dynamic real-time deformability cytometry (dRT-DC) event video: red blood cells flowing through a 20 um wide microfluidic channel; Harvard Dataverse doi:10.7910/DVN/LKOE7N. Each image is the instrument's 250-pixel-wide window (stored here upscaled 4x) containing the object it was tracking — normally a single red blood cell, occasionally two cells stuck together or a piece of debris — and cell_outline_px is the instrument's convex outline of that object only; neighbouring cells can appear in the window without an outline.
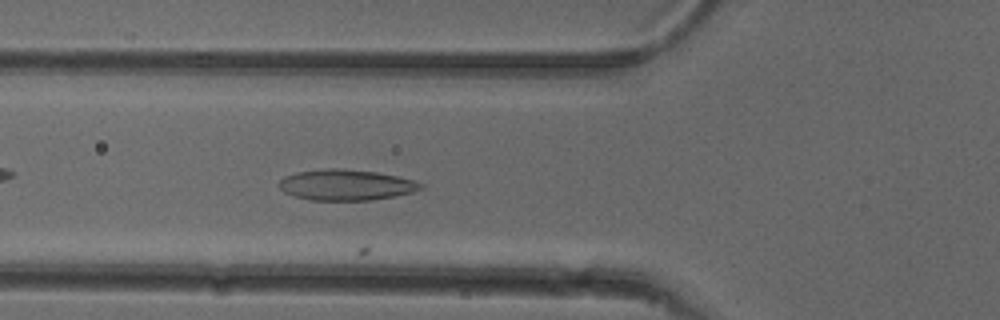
{"species": "common noctule bat (a hibernating species)", "species_latin": "Nyctalus noctula", "temperature_condition": "cold", "stored_images_in_passage": 11, "camera_frame_rate_fps": 3000, "um_per_image_px": 0.085, "animal": {"sex": "female"}, "frame": {"image": 1, "passage_image": 6, "time_ms": 1.667, "image_size_px": [1000, 320], "cell_outline_px": [[424, 188], [412, 192], [396, 196], [372, 200], [312, 200], [296, 196], [284, 192], [276, 184], [284, 176], [296, 172], [324, 168], [340, 168], [376, 172], [416, 180], [424, 184]], "centroid_in_image_um": [29.42, 15.71], "position_along_channel_um": 96.4, "area_um2": 25.61}}